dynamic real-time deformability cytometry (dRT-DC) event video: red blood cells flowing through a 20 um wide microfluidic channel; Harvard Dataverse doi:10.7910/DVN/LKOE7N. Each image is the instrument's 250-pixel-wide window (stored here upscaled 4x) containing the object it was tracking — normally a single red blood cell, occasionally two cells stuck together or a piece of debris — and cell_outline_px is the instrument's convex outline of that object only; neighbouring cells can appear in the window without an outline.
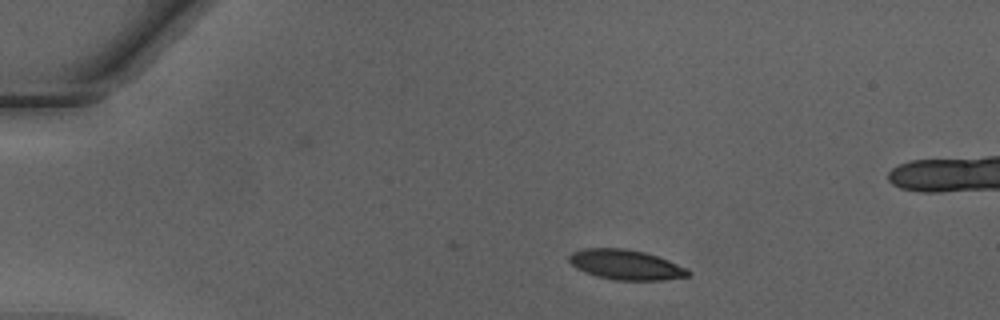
{"species": "Egyptian fruit bat (a non-hibernating species)", "species_latin": "Rousettus aegyptiacus", "temperature_condition": "warm", "stored_images_in_passage": 19, "camera_frame_rate_fps": 3000, "um_per_image_px": 0.085, "animal": {"sex": "male"}, "frame": {"image": 1, "passage_image": 6, "time_ms": 1.667, "image_size_px": [1000, 320], "cell_outline_px": [[692, 276], [664, 280], [616, 280], [596, 276], [584, 272], [576, 268], [568, 260], [568, 256], [572, 252], [584, 248], [624, 248], [644, 252], [668, 260], [692, 272]], "centroid_in_image_um": [53.18, 22.5], "position_along_channel_um": 31.8, "area_um2": 20.81}}
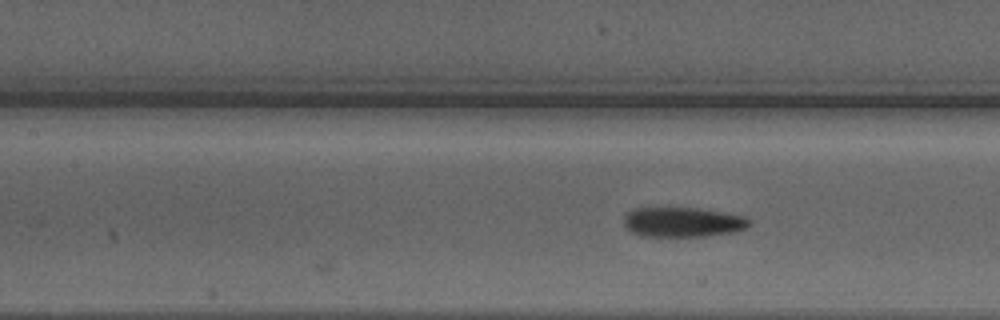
{"frame": {"image": 2, "passage_image": 19, "time_ms": 6.0, "image_size_px": [1000, 320], "cell_outline_px": [[748, 224], [744, 228], [728, 232], [708, 236], [640, 236], [632, 232], [624, 224], [624, 216], [632, 208], [696, 208], [720, 212], [740, 216], [748, 220]], "centroid_in_image_um": [57.92, 18.88], "position_along_channel_um": 149.5, "area_um2": 21.21}}